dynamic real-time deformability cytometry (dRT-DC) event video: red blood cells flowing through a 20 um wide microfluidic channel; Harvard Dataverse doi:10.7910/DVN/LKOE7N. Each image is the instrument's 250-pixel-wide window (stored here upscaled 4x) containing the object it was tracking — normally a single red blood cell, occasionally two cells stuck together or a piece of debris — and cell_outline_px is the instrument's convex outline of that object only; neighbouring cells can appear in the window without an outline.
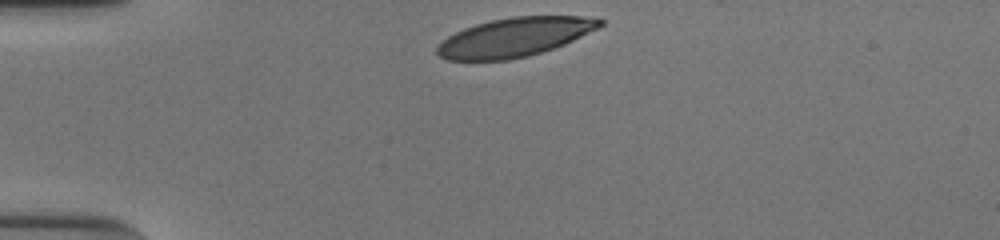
{"species": "human", "species_latin": "Homo sapiens", "temperature_condition": "cold", "stored_images_in_passage": 32, "camera_frame_rate_fps": 3000, "um_per_image_px": 0.085, "donor": {"sex": "male"}, "frame": {"image": 1, "passage_image": 1, "time_ms": 0.0, "image_size_px": [1000, 240], "cell_outline_px": [[604, 24], [564, 44], [528, 56], [508, 60], [448, 60], [440, 56], [436, 52], [436, 48], [448, 36], [464, 28], [476, 24], [492, 20], [512, 16], [580, 16], [604, 20]], "centroid_in_image_um": [43.71, 3.16], "position_along_channel_um": 41.3, "area_um2": 36.41}}
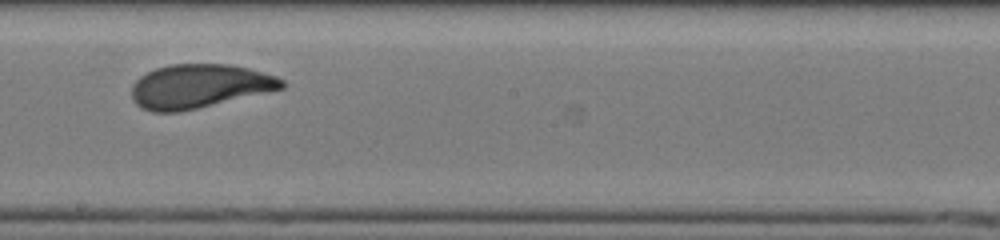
{"frame": {"image": 2, "passage_image": 19, "time_ms": 6.0, "image_size_px": [1000, 240], "cell_outline_px": [[288, 84], [284, 88], [180, 112], [152, 112], [140, 108], [132, 100], [132, 84], [140, 76], [156, 68], [172, 64], [228, 64], [248, 68], [276, 76], [284, 80]], "centroid_in_image_um": [16.92, 7.33], "position_along_channel_um": 231.3, "area_um2": 38.38}}
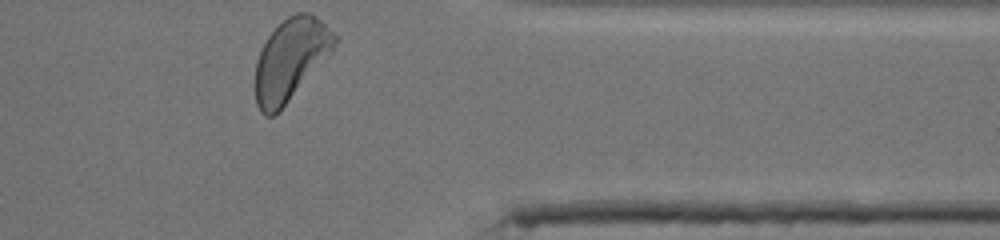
{"frame": {"image": 3, "passage_image": 32, "time_ms": 10.333, "image_size_px": [1000, 240], "cell_outline_px": [[340, 36], [332, 52], [284, 104], [272, 116], [264, 116], [260, 112], [256, 104], [256, 60], [268, 36], [288, 16], [296, 12], [308, 12], [316, 16]], "centroid_in_image_um": [24.73, 5.01], "position_along_channel_um": 386.7, "area_um2": 37.17}, "authors_computed_cell_mechanics": {"area_um2": 38.437, "velocity_mm_per_s": 3.8141, "shape_relaxation_time_tau1_ms": 3.2511, "shape_relaxation_time_tau2_ms": 0.6546, "deformation_change_tau1": 0.1578, "deformation_change_tau2": 0.0598}}